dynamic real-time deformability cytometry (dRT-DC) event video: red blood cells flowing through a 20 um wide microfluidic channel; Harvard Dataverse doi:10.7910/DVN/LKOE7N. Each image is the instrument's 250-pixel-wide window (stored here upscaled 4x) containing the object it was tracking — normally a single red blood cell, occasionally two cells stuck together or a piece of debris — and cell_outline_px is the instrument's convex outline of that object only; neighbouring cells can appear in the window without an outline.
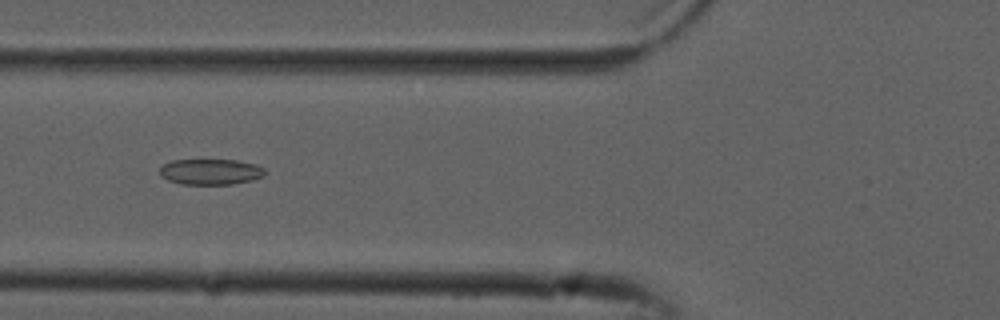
{"species": "common noctule bat (a hibernating species)", "species_latin": "Nyctalus noctula", "temperature_condition": "cold", "stored_images_in_passage": 48, "camera_frame_rate_fps": 3000, "um_per_image_px": 0.085, "animal": {"sex": "male", "forearm_length_mm": 52.5}, "frame": {"image": 1, "passage_image": 15, "time_ms": 4.667, "image_size_px": [1000, 320], "cell_outline_px": [[264, 176], [252, 180], [232, 184], [180, 184], [168, 180], [160, 176], [160, 168], [164, 164], [172, 160], [236, 160], [256, 164], [264, 168]], "centroid_in_image_um": [17.89, 14.6], "position_along_channel_um": 107.9, "area_um2": 15.78}}
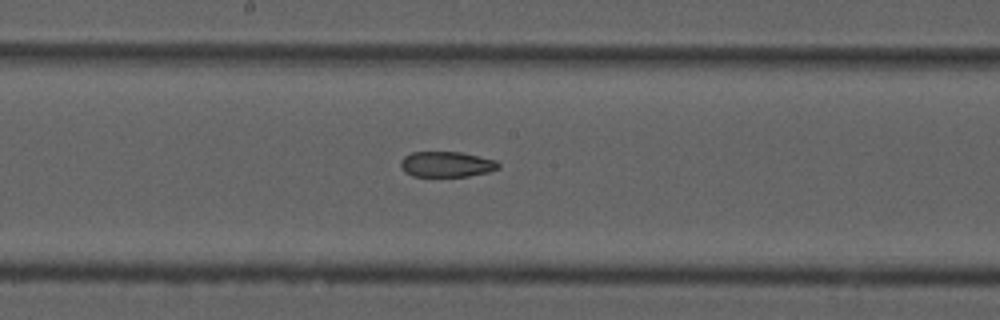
{"frame": {"image": 2, "passage_image": 23, "time_ms": 7.333, "image_size_px": [1000, 320], "cell_outline_px": [[500, 168], [488, 172], [468, 176], [412, 176], [404, 172], [400, 164], [400, 160], [404, 156], [412, 152], [460, 152], [480, 156], [496, 160], [500, 164]], "centroid_in_image_um": [37.96, 13.96], "position_along_channel_um": 210.2, "area_um2": 14.62}}
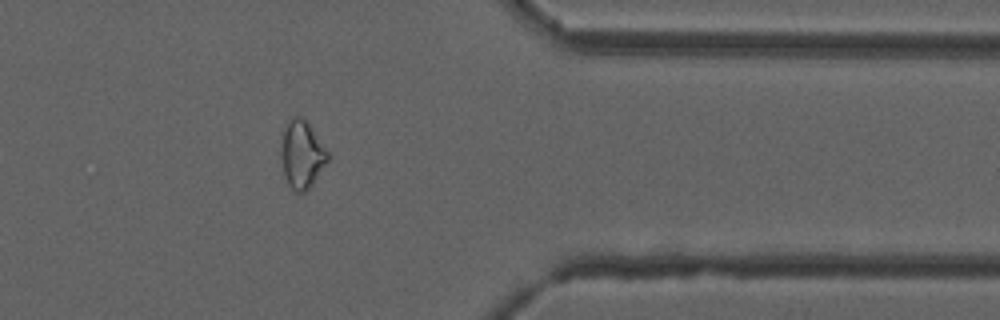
{"frame": {"image": 3, "passage_image": 38, "time_ms": 12.333, "image_size_px": [1000, 320], "cell_outline_px": [[328, 160], [312, 184], [304, 192], [296, 192], [288, 184], [284, 172], [280, 156], [280, 132], [288, 120], [292, 116], [300, 116], [308, 120], [328, 152]], "centroid_in_image_um": [25.62, 13.04], "position_along_channel_um": 385.8, "area_um2": 18.73}, "authors_computed_cell_mechanics": {"area_um2": 17.8602, "velocity_mm_per_s": 3.8266, "shape_relaxation_time_tau1_ms": null, "shape_relaxation_time_tau2_ms": 5.1781, "deformation_change_tau1": null, "deformation_change_tau2": 0.1192}}